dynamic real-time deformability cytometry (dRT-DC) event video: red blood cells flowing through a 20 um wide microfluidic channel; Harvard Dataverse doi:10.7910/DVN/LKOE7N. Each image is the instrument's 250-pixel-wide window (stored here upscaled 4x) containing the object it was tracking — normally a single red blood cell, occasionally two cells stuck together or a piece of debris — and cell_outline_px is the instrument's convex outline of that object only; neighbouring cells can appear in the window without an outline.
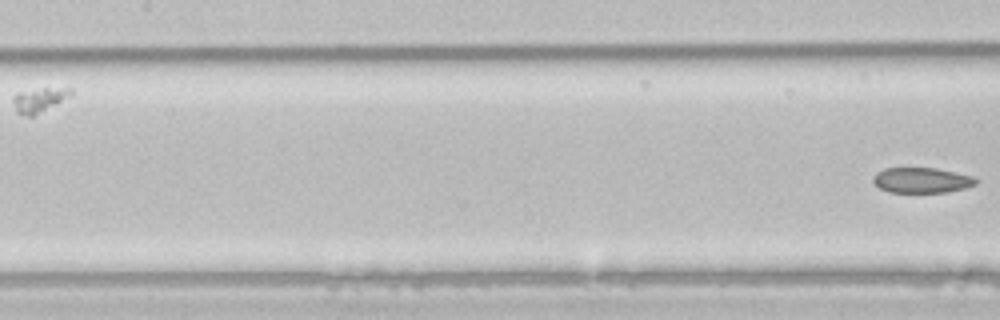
{"species": "common noctule bat (a hibernating species)", "species_latin": "Nyctalus noctula", "temperature_condition": "room temperature", "stored_images_in_passage": 6, "camera_frame_rate_fps": 3000, "um_per_image_px": 0.085, "animal": {"sex": "male", "body_mass_g": 21.5, "forearm_length_mm": 52.0}, "frame": {"image": 1, "passage_image": 6, "time_ms": 1.667, "image_size_px": [1000, 320], "cell_outline_px": [[976, 184], [968, 188], [948, 192], [888, 192], [880, 188], [872, 180], [872, 176], [876, 172], [884, 168], [936, 168], [956, 172], [972, 176], [976, 180]], "centroid_in_image_um": [78.34, 15.32], "position_along_channel_um": 129.1, "area_um2": 15.26}}